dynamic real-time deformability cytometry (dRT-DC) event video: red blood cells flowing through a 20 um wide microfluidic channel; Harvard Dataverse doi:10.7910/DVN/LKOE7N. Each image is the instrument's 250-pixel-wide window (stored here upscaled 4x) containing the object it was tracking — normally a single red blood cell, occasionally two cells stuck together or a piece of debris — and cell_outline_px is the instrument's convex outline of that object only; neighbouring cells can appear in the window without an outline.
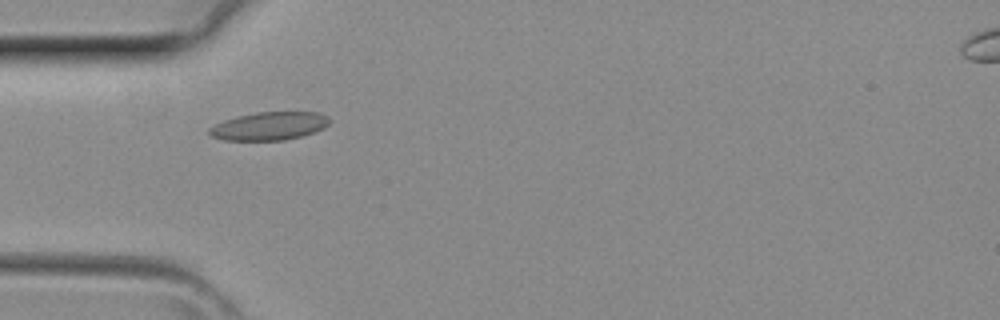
{"species": "common noctule bat (a hibernating species)", "species_latin": "Nyctalus noctula", "temperature_condition": "room temperature", "stored_images_in_passage": 3, "camera_frame_rate_fps": 3000, "um_per_image_px": 0.085, "animal": {"sex": "female", "body_mass_g": 29.2, "forearm_length_mm": 56.3}, "frame": {"image": 1, "passage_image": 3, "time_ms": 0.667, "image_size_px": [1000, 320], "cell_outline_px": [[332, 120], [324, 128], [300, 136], [284, 140], [224, 140], [212, 136], [208, 132], [208, 128], [224, 120], [236, 116], [256, 112], [320, 112], [328, 116]], "centroid_in_image_um": [22.9, 10.7], "position_along_channel_um": 62.1, "area_um2": 19.71}}